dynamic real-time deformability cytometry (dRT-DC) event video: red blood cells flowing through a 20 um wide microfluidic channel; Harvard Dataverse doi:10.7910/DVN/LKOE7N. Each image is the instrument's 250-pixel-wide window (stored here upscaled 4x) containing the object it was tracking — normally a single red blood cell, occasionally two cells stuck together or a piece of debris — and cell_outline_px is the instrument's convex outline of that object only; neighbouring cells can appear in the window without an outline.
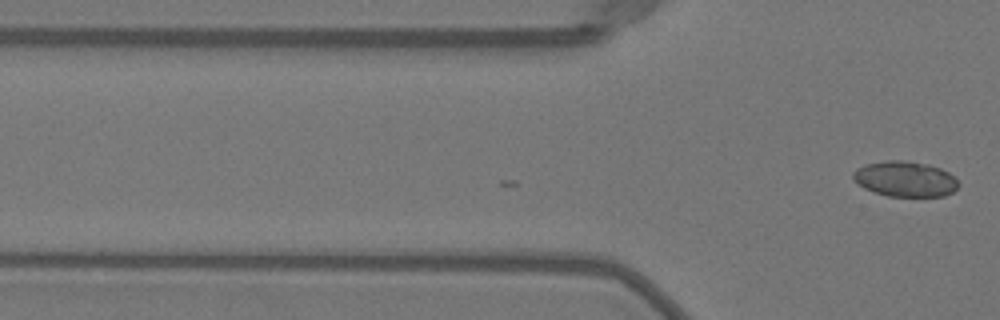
{"species": "Egyptian fruit bat (a non-hibernating species)", "species_latin": "Rousettus aegyptiacus", "temperature_condition": "warm", "stored_images_in_passage": 4, "camera_frame_rate_fps": 3000, "um_per_image_px": 0.085, "animal": {"sex": "female"}, "frame": {"image": 1, "passage_image": 4, "time_ms": 1.0, "image_size_px": [1000, 320], "cell_outline_px": [[960, 184], [952, 192], [944, 196], [888, 196], [872, 192], [864, 188], [852, 176], [852, 172], [856, 168], [864, 164], [888, 160], [904, 160], [928, 164], [940, 168], [948, 172]], "centroid_in_image_um": [76.92, 15.2], "position_along_channel_um": 48.9, "area_um2": 21.73}}